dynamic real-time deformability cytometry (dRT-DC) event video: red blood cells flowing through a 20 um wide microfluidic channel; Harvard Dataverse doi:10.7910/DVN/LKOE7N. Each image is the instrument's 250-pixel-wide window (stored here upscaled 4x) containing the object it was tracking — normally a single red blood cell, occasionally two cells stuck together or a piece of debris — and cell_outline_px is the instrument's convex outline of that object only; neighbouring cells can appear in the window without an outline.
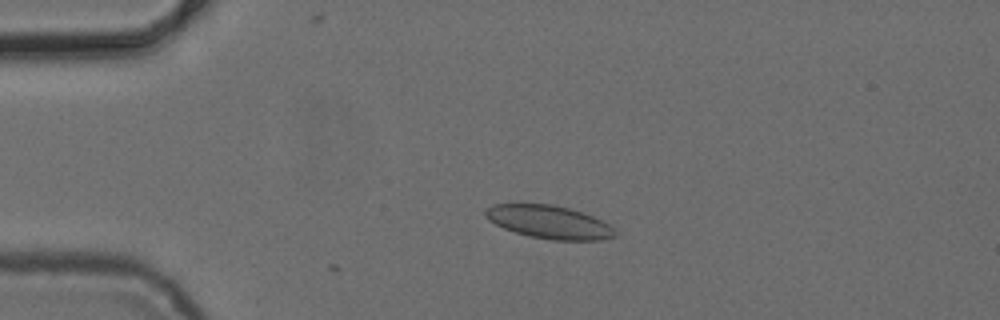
{"species": "common noctule bat (a hibernating species)", "species_latin": "Nyctalus noctula", "temperature_condition": "cold", "stored_images_in_passage": 5, "camera_frame_rate_fps": 3000, "um_per_image_px": 0.085, "animal": {"sex": "female", "body_mass_g": 24.6, "forearm_length_mm": 56.2}, "frame": {"image": 1, "passage_image": 4, "time_ms": 3.667, "image_size_px": [1000, 320], "cell_outline_px": [[616, 236], [600, 240], [552, 240], [532, 236], [516, 232], [504, 228], [488, 220], [484, 216], [484, 208], [492, 204], [552, 204], [568, 208], [592, 216], [608, 224], [616, 232]], "centroid_in_image_um": [46.63, 18.86], "position_along_channel_um": 38.4, "area_um2": 24.8}}